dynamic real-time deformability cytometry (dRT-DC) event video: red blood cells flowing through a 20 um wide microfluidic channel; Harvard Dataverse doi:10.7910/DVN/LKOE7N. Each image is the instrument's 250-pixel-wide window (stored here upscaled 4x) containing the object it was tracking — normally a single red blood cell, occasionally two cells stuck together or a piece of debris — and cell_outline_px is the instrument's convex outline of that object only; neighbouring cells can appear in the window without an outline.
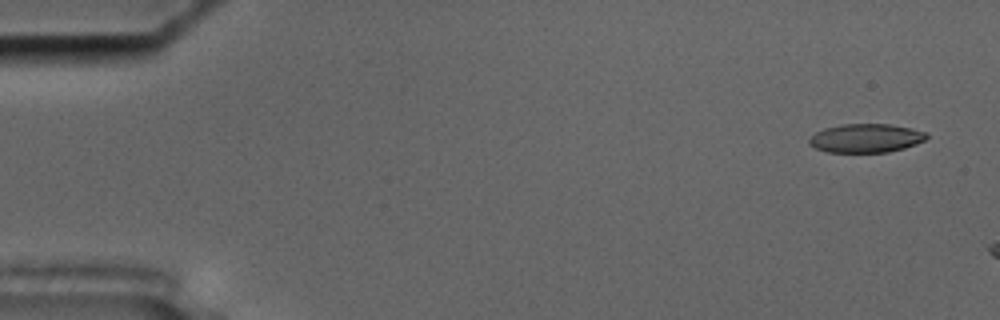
{"species": "common noctule bat (a hibernating species)", "species_latin": "Nyctalus noctula", "temperature_condition": "cold", "stored_images_in_passage": 9, "camera_frame_rate_fps": 3000, "um_per_image_px": 0.085, "animal": {"sex": "male", "body_mass_g": 17.5, "forearm_length_mm": 52.3}, "frame": {"image": 1, "passage_image": 3, "time_ms": 0.667, "image_size_px": [1000, 320], "cell_outline_px": [[928, 136], [924, 140], [916, 144], [904, 148], [888, 152], [828, 152], [816, 148], [808, 144], [808, 140], [816, 132], [824, 128], [840, 124], [888, 124], [912, 128], [928, 132]], "centroid_in_image_um": [73.61, 11.74], "position_along_channel_um": 11.4, "area_um2": 19.71}}